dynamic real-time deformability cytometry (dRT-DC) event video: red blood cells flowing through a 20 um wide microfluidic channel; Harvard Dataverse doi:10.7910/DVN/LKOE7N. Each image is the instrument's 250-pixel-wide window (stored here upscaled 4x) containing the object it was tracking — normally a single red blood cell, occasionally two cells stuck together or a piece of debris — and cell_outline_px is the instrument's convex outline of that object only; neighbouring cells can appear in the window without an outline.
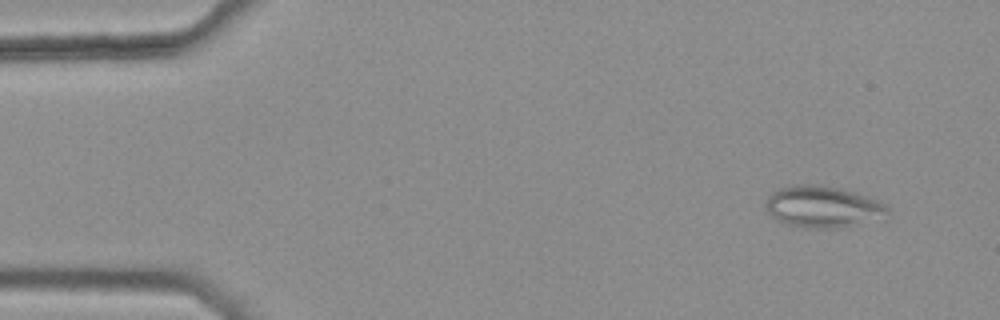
{"species": "common noctule bat (a hibernating species)", "species_latin": "Nyctalus noctula", "temperature_condition": "warm", "stored_images_in_passage": 6, "camera_frame_rate_fps": 3000, "um_per_image_px": 0.085, "animal": {"sex": "female", "body_mass_g": 25.1}, "frame": {"image": 1, "passage_image": 2, "time_ms": 0.333, "image_size_px": [1000, 320], "cell_outline_px": [[888, 220], [836, 228], [804, 228], [788, 224], [776, 220], [764, 208], [764, 200], [772, 192], [780, 188], [792, 184], [816, 184], [856, 192], [868, 196], [884, 204], [888, 208]], "centroid_in_image_um": [69.97, 17.59], "position_along_channel_um": 15.0, "area_um2": 30.23}}